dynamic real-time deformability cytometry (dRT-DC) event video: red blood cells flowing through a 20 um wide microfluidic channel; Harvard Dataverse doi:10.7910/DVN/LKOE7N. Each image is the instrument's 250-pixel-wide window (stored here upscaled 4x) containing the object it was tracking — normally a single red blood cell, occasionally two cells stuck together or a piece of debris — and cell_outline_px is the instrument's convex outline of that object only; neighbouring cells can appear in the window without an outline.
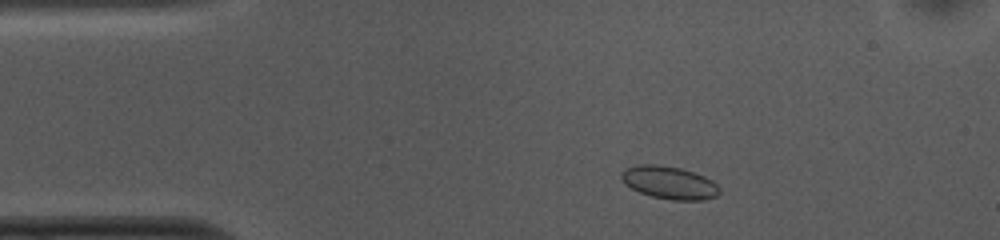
{"species": "common noctule bat (a hibernating species)", "species_latin": "Nyctalus noctula", "temperature_condition": "cold", "stored_images_in_passage": 48, "camera_frame_rate_fps": 3000, "um_per_image_px": 0.085, "animal": {"sex": "female", "body_mass_g": 10.0, "forearm_length_mm": 53.1}, "frame": {"image": 1, "passage_image": 4, "time_ms": 1.0, "image_size_px": [1000, 240], "cell_outline_px": [[720, 192], [716, 196], [704, 200], [672, 200], [652, 196], [640, 192], [624, 184], [620, 176], [620, 172], [624, 168], [636, 164], [656, 164], [680, 168], [704, 176], [712, 180], [720, 188]], "centroid_in_image_um": [56.86, 15.51], "position_along_channel_um": 28.1, "area_um2": 18.84}}
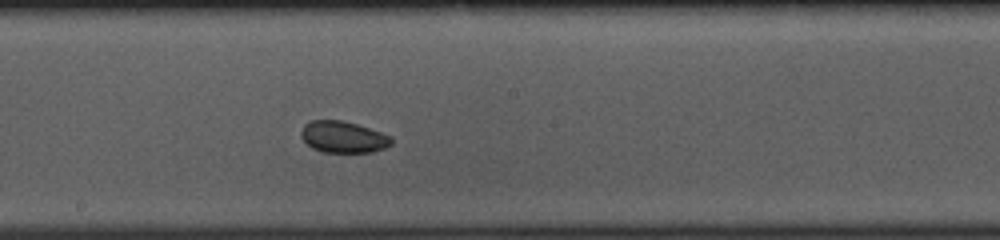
{"frame": {"image": 2, "passage_image": 23, "time_ms": 7.333, "image_size_px": [1000, 240], "cell_outline_px": [[392, 144], [384, 148], [372, 152], [320, 152], [312, 148], [300, 136], [300, 132], [304, 124], [312, 120], [340, 120], [356, 124], [392, 136]], "centroid_in_image_um": [29.16, 11.65], "position_along_channel_um": 219.0, "area_um2": 16.59}}
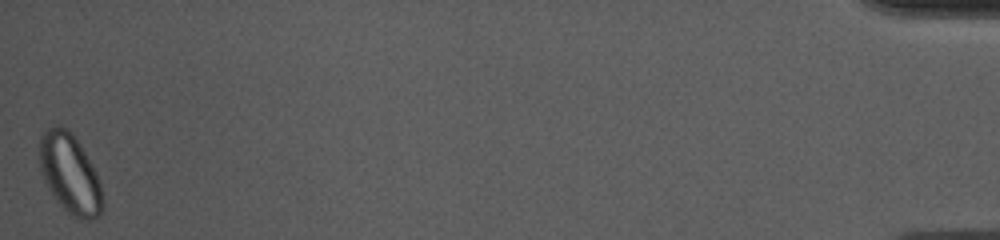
{"frame": {"image": 3, "passage_image": 48, "time_ms": 15.667, "image_size_px": [1000, 240], "cell_outline_px": [[104, 204], [100, 212], [96, 216], [88, 220], [84, 220], [72, 216], [56, 200], [48, 188], [44, 180], [40, 168], [40, 136], [48, 128], [60, 124], [68, 128], [72, 132], [80, 144], [96, 172], [100, 184]], "centroid_in_image_um": [5.94, 14.74], "position_along_channel_um": 429.3, "area_um2": 29.07}, "authors_computed_cell_mechanics": {"area_um2": 17.7446, "velocity_mm_per_s": 3.7102, "shape_relaxation_time_tau1_ms": null, "shape_relaxation_time_tau2_ms": 3.3714, "deformation_change_tau1": null, "deformation_change_tau2": 0.0648}}